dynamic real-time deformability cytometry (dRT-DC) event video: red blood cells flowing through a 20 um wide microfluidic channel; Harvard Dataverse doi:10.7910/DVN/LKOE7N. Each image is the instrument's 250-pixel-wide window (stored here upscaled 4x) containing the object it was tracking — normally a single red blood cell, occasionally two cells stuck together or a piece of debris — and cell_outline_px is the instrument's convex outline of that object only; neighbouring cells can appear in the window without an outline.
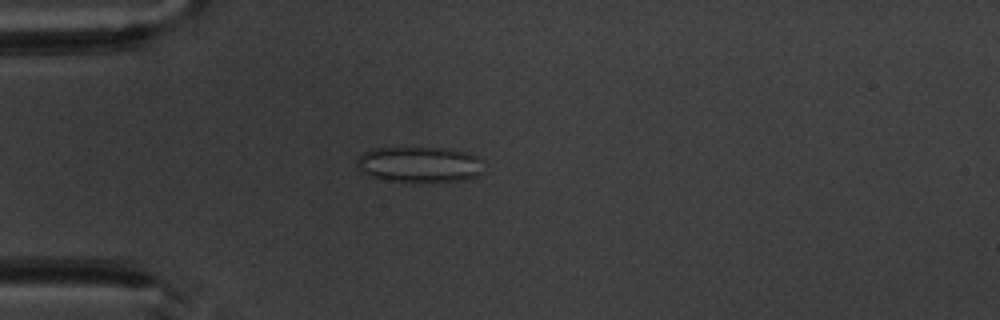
{"species": "common noctule bat (a hibernating species)", "species_latin": "Nyctalus noctula", "temperature_condition": "warm", "stored_images_in_passage": 5, "camera_frame_rate_fps": 3000, "um_per_image_px": 0.085, "animal": {"sex": "male", "body_mass_g": 20.1, "forearm_length_mm": 53.5}, "frame": {"image": 1, "passage_image": 5, "time_ms": 4.667, "image_size_px": [1000, 320], "cell_outline_px": [[484, 172], [480, 176], [468, 180], [388, 180], [368, 176], [356, 168], [356, 160], [364, 152], [376, 148], [444, 148], [468, 152], [484, 160]], "centroid_in_image_um": [35.71, 13.96], "position_along_channel_um": 49.3, "area_um2": 26.36}}